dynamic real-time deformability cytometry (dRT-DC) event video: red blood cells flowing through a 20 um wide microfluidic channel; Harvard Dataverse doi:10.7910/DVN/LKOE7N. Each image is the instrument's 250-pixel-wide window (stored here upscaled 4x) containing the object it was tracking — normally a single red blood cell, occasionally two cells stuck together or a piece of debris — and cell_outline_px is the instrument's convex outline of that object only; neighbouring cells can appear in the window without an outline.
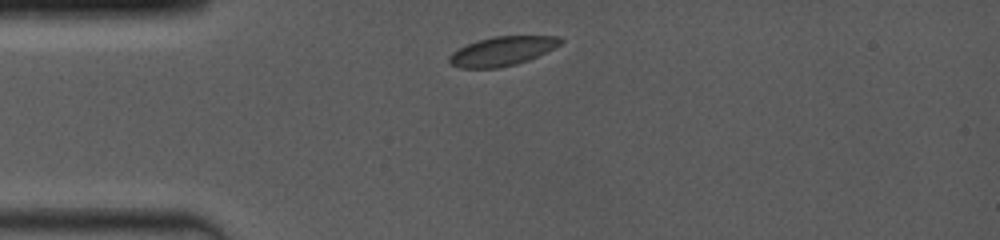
{"species": "common noctule bat (a hibernating species)", "species_latin": "Nyctalus noctula", "temperature_condition": "room temperature", "stored_images_in_passage": 3, "camera_frame_rate_fps": 4000, "um_per_image_px": 0.085, "animal": {"sex": "female", "body_mass_g": 19.0, "forearm_length_mm": 53.3}, "frame": {"image": 1, "passage_image": 1, "time_ms": 0.0, "image_size_px": [1000, 240], "cell_outline_px": [[564, 40], [560, 44], [528, 60], [516, 64], [496, 68], [460, 68], [452, 64], [448, 60], [448, 56], [452, 52], [476, 40], [492, 36], [560, 36]], "centroid_in_image_um": [42.66, 4.34], "position_along_channel_um": 42.3, "area_um2": 18.73}}
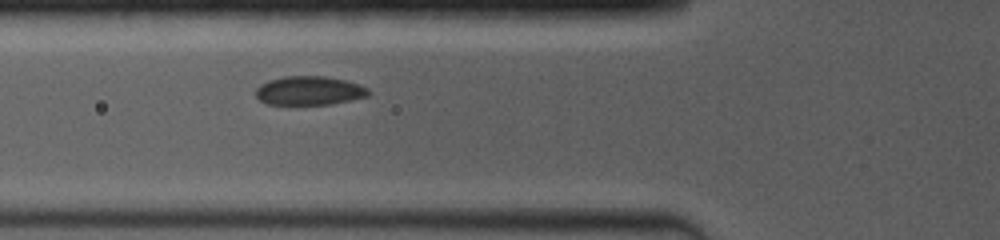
{"frame": {"image": 2, "passage_image": 3, "time_ms": 2.0, "image_size_px": [1000, 240], "cell_outline_px": [[368, 96], [328, 104], [296, 108], [268, 104], [260, 100], [256, 96], [256, 88], [260, 84], [268, 80], [284, 76], [324, 76], [344, 80], [368, 88]], "centroid_in_image_um": [26.19, 7.75], "position_along_channel_um": 99.6, "area_um2": 19.54}}